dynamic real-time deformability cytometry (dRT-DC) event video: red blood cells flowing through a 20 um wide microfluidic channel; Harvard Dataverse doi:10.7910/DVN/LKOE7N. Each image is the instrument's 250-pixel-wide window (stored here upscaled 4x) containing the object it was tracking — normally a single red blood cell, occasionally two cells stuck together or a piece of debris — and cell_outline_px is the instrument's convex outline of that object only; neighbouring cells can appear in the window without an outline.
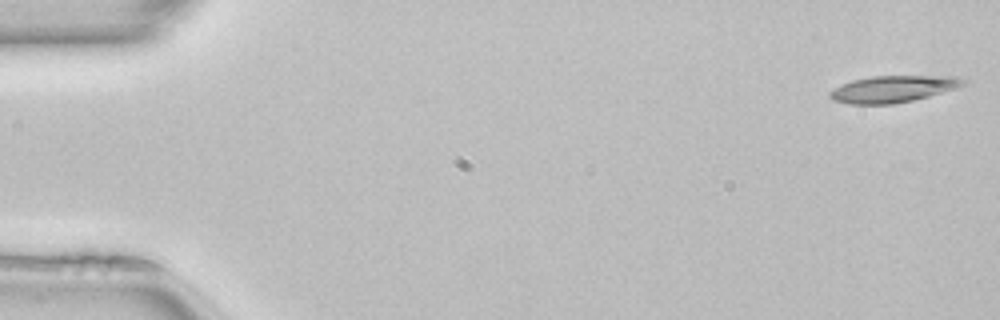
{"species": "common noctule bat (a hibernating species)", "species_latin": "Nyctalus noctula", "temperature_condition": "room temperature", "stored_images_in_passage": 50, "camera_frame_rate_fps": 3000, "um_per_image_px": 0.085, "animal": {"sex": "female", "body_mass_g": 22.7, "forearm_length_mm": 54.2}, "frame": {"image": 1, "passage_image": 1, "time_ms": 0.0, "image_size_px": [1000, 320], "cell_outline_px": [[968, 80], [964, 84], [956, 88], [928, 96], [912, 100], [892, 104], [848, 104], [832, 100], [828, 96], [828, 92], [832, 88], [840, 84], [852, 80], [872, 76], [948, 76]], "centroid_in_image_um": [75.81, 7.56], "position_along_channel_um": 9.2, "area_um2": 20.75}}
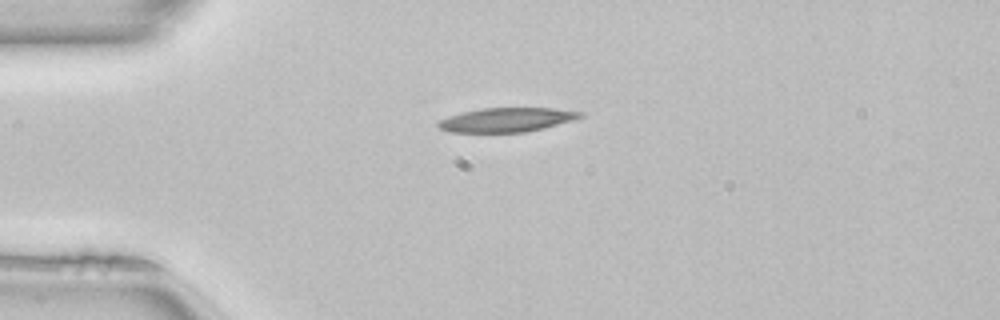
{"frame": {"image": 2, "passage_image": 12, "time_ms": 3.667, "image_size_px": [1000, 320], "cell_outline_px": [[584, 116], [572, 120], [544, 128], [524, 132], [448, 132], [440, 128], [436, 124], [440, 120], [448, 116], [460, 112], [480, 108], [552, 108], [584, 112]], "centroid_in_image_um": [43.05, 10.18], "position_along_channel_um": 42.0, "area_um2": 20.0}}
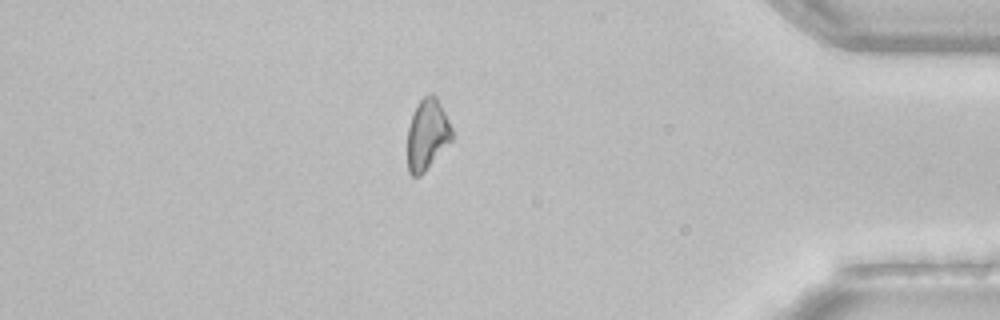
{"frame": {"image": 3, "passage_image": 43, "time_ms": 14.0, "image_size_px": [1000, 320], "cell_outline_px": [[452, 140], [424, 172], [420, 176], [412, 176], [408, 172], [408, 128], [416, 104], [428, 92], [432, 92], [436, 96], [452, 128]], "centroid_in_image_um": [36.31, 11.42], "position_along_channel_um": 398.9, "area_um2": 18.26}}